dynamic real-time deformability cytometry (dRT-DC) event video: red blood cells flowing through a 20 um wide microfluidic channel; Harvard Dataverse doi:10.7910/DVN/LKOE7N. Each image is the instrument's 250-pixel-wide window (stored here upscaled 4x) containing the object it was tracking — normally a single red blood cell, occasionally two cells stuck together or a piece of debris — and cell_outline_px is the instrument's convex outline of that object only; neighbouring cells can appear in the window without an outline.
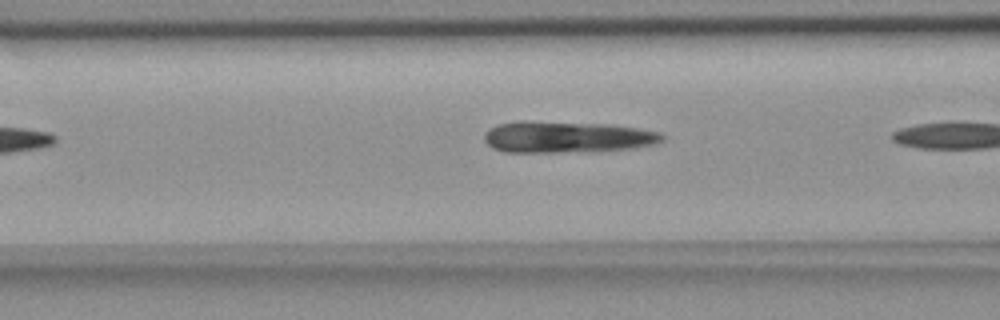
{"species": "common noctule bat (a hibernating species)", "species_latin": "Nyctalus noctula", "temperature_condition": "room temperature", "stored_images_in_passage": 5, "camera_frame_rate_fps": 3000, "um_per_image_px": 0.085, "animal": {"sex": "female", "body_mass_g": 18.4}, "frame": {"image": 1, "passage_image": 4, "time_ms": 4.333, "image_size_px": [1000, 320], "cell_outline_px": [[664, 140], [656, 144], [632, 148], [592, 152], [504, 152], [492, 148], [484, 140], [484, 132], [488, 128], [496, 124], [520, 120], [528, 120], [608, 124], [636, 128], [660, 132], [664, 136]], "centroid_in_image_um": [48.15, 11.64], "position_along_channel_um": 118.5, "area_um2": 33.29}}